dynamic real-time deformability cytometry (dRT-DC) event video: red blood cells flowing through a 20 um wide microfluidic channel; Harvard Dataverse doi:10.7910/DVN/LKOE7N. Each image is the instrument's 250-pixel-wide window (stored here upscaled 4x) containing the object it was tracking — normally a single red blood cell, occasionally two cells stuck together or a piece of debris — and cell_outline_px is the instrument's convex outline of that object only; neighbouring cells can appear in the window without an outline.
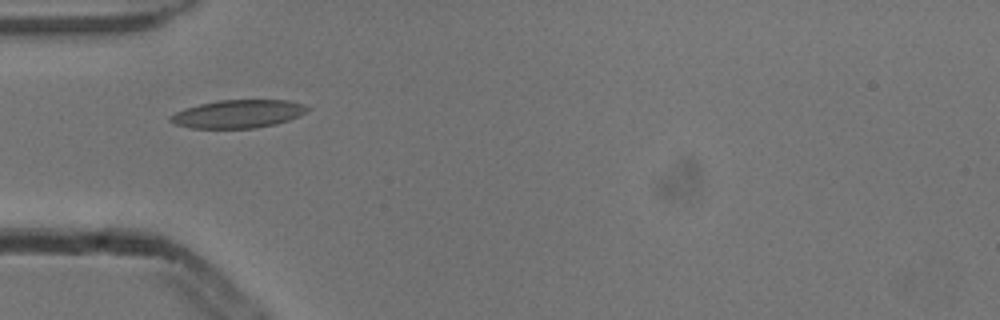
{"species": "common noctule bat (a hibernating species)", "species_latin": "Nyctalus noctula", "temperature_condition": "cold", "stored_images_in_passage": 7, "camera_frame_rate_fps": 3000, "um_per_image_px": 0.085, "animal": {"sex": "male", "body_mass_g": 13.3}, "frame": {"image": 1, "passage_image": 4, "time_ms": 1.0, "image_size_px": [1000, 320], "cell_outline_px": [[312, 108], [308, 112], [300, 116], [276, 124], [256, 128], [192, 128], [176, 124], [168, 120], [168, 116], [184, 108], [216, 100], [288, 100], [304, 104]], "centroid_in_image_um": [20.27, 9.67], "position_along_channel_um": 64.7, "area_um2": 22.66}}
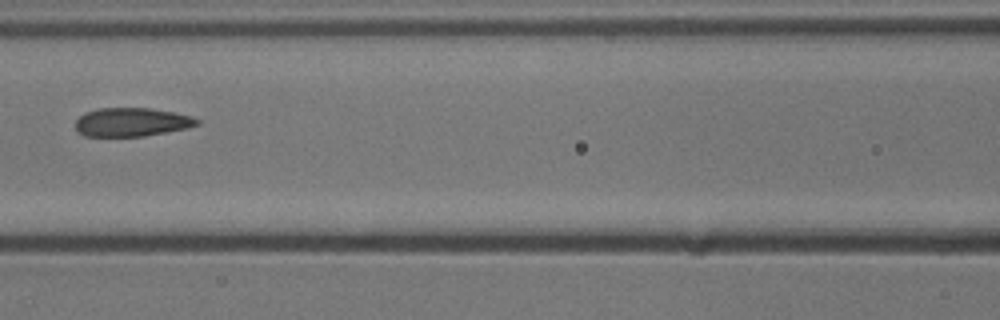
{"frame": {"image": 2, "passage_image": 6, "time_ms": 1.667, "image_size_px": [1000, 320], "cell_outline_px": [[200, 124], [188, 128], [144, 136], [84, 136], [76, 132], [76, 120], [84, 112], [96, 108], [148, 108], [172, 112], [192, 116], [200, 120]], "centroid_in_image_um": [11.18, 10.38], "position_along_channel_um": 155.4, "area_um2": 20.4}}
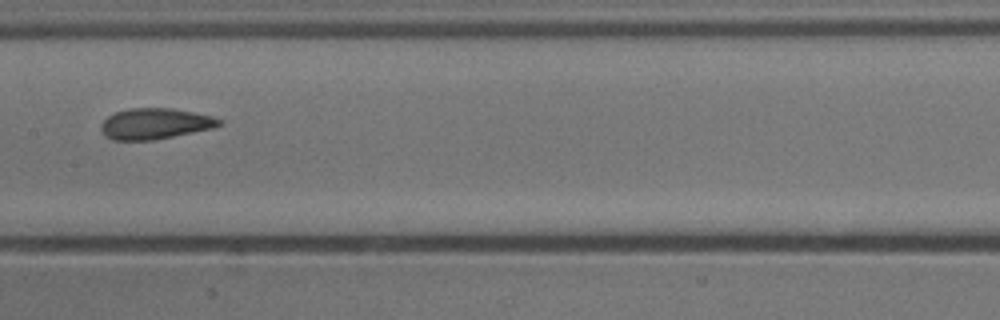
{"frame": {"image": 3, "passage_image": 7, "time_ms": 2.0, "image_size_px": [1000, 320], "cell_outline_px": [[224, 124], [212, 128], [152, 140], [112, 140], [104, 136], [100, 128], [100, 124], [108, 116], [116, 112], [128, 108], [168, 108], [192, 112], [212, 116], [224, 120]], "centroid_in_image_um": [13.16, 10.51], "position_along_channel_um": 194.2, "area_um2": 21.21}}